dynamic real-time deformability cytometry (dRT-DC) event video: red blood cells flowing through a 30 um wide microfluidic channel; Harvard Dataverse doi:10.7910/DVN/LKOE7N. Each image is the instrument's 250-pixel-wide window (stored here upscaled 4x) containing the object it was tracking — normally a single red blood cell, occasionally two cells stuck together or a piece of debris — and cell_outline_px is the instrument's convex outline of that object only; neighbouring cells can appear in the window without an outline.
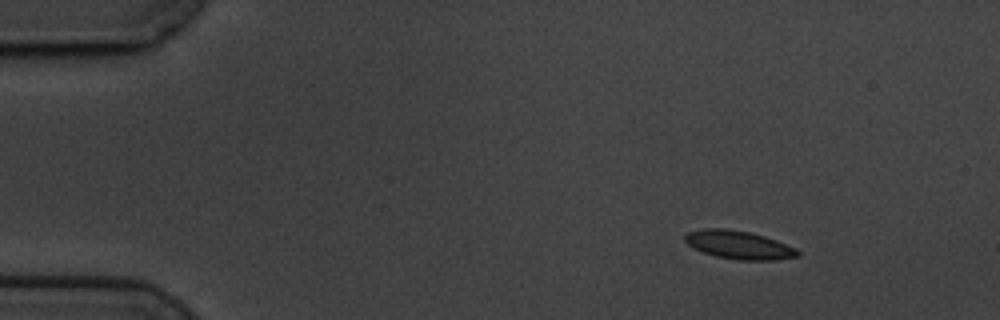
{"species": "common noctule bat (a hibernating species)", "species_latin": "Nyctalus noctula", "temperature_condition": "cold", "stored_images_in_passage": 53, "camera_frame_rate_fps": 3000, "um_per_image_px": 0.085, "animal": {"sex": "male", "body_mass_g": 19.5, "forearm_length_mm": 54.6}, "frame": {"image": 1, "passage_image": 1, "time_ms": 0.0, "image_size_px": [1000, 320], "cell_outline_px": [[800, 256], [776, 260], [736, 260], [716, 256], [692, 248], [684, 240], [684, 236], [688, 232], [704, 228], [724, 228], [748, 232], [764, 236], [776, 240], [796, 248], [800, 252]], "centroid_in_image_um": [62.8, 20.82], "position_along_channel_um": 22.2, "area_um2": 18.61}}
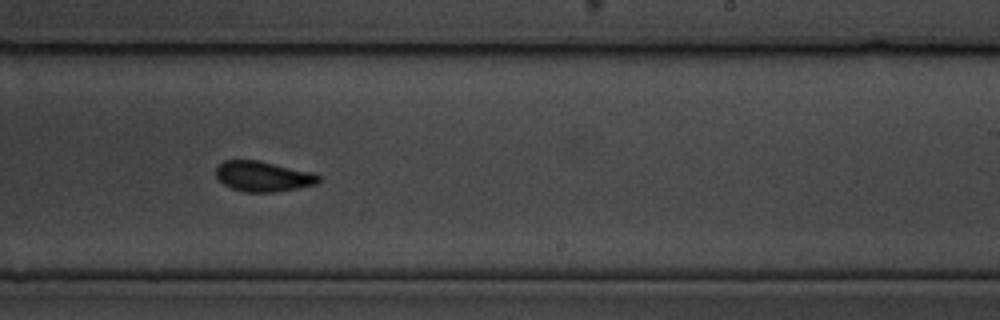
{"frame": {"image": 2, "passage_image": 30, "time_ms": 9.667, "image_size_px": [1000, 320], "cell_outline_px": [[320, 180], [316, 184], [296, 188], [272, 192], [244, 192], [232, 188], [224, 184], [216, 176], [216, 168], [224, 160], [256, 160], [312, 172], [320, 176]], "centroid_in_image_um": [22.35, 14.99], "position_along_channel_um": 266.7, "area_um2": 17.86}}
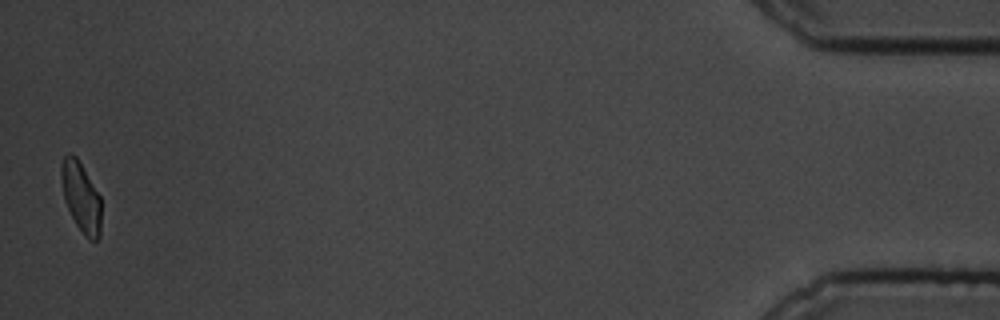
{"frame": {"image": 3, "passage_image": 52, "time_ms": 17.0, "image_size_px": [1000, 320], "cell_outline_px": [[100, 236], [96, 240], [88, 240], [84, 236], [76, 224], [64, 200], [60, 176], [60, 168], [64, 156], [68, 152], [76, 156], [100, 196]], "centroid_in_image_um": [6.87, 16.74], "position_along_channel_um": 428.3, "area_um2": 16.18}, "authors_computed_cell_mechanics": {"area_um2": 18.2648, "velocity_mm_per_s": 3.3888, "shape_relaxation_time_tau1_ms": 8.8316, "shape_relaxation_time_tau2_ms": 1.0174, "deformation_change_tau1": 0.1523, "deformation_change_tau2": 0.0575}}